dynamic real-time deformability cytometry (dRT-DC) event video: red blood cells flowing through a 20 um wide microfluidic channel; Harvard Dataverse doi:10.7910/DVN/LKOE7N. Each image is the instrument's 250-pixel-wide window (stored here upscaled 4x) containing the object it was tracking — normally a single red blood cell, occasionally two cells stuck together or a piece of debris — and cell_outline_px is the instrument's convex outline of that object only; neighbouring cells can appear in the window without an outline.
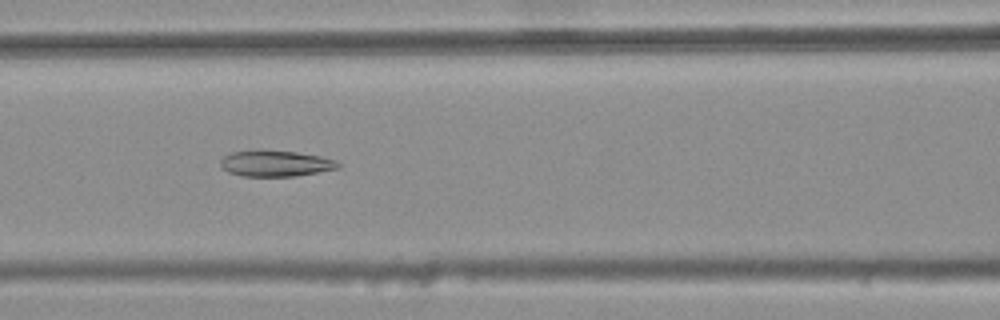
{"species": "common noctule bat (a hibernating species)", "species_latin": "Nyctalus noctula", "temperature_condition": "warm", "stored_images_in_passage": 36, "camera_frame_rate_fps": 3000, "um_per_image_px": 0.085, "animal": {"sex": "female", "body_mass_g": 25.1}, "frame": {"image": 1, "passage_image": 11, "time_ms": 3.333, "image_size_px": [1000, 320], "cell_outline_px": [[340, 168], [296, 176], [244, 176], [228, 172], [220, 164], [220, 160], [224, 156], [232, 152], [260, 148], [264, 148], [296, 152], [320, 156], [336, 160], [340, 164]], "centroid_in_image_um": [23.41, 13.86], "position_along_channel_um": 143.2, "area_um2": 18.21}}
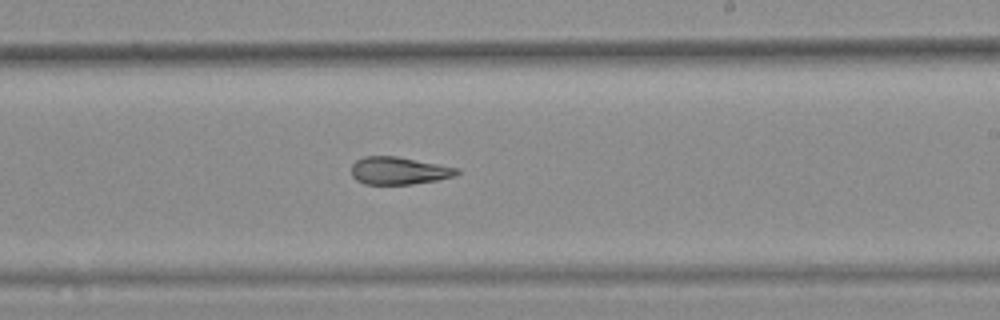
{"frame": {"image": 2, "passage_image": 20, "time_ms": 6.333, "image_size_px": [1000, 320], "cell_outline_px": [[460, 172], [456, 176], [436, 180], [412, 184], [364, 184], [356, 180], [352, 176], [352, 164], [356, 160], [364, 156], [396, 156], [460, 168]], "centroid_in_image_um": [33.91, 14.51], "position_along_channel_um": 255.1, "area_um2": 16.99}}
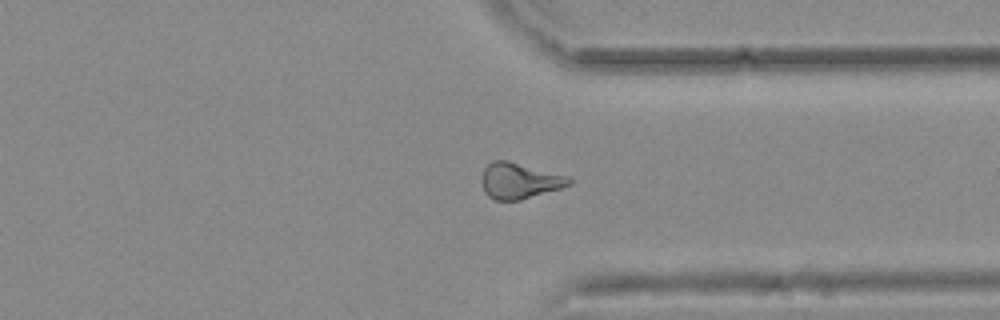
{"frame": {"image": 3, "passage_image": 29, "time_ms": 9.333, "image_size_px": [1000, 320], "cell_outline_px": [[572, 184], [560, 188], [520, 200], [496, 200], [488, 196], [484, 192], [480, 180], [484, 168], [492, 160], [508, 160], [568, 176], [572, 180]], "centroid_in_image_um": [44.12, 15.36], "position_along_channel_um": 367.3, "area_um2": 18.32}, "authors_computed_cell_mechanics": {"area_um2": 17.918, "velocity_mm_per_s": 3.7412, "shape_relaxation_time_tau1_ms": null, "shape_relaxation_time_tau2_ms": 3.9037, "deformation_change_tau1": null, "deformation_change_tau2": 0.1311}}